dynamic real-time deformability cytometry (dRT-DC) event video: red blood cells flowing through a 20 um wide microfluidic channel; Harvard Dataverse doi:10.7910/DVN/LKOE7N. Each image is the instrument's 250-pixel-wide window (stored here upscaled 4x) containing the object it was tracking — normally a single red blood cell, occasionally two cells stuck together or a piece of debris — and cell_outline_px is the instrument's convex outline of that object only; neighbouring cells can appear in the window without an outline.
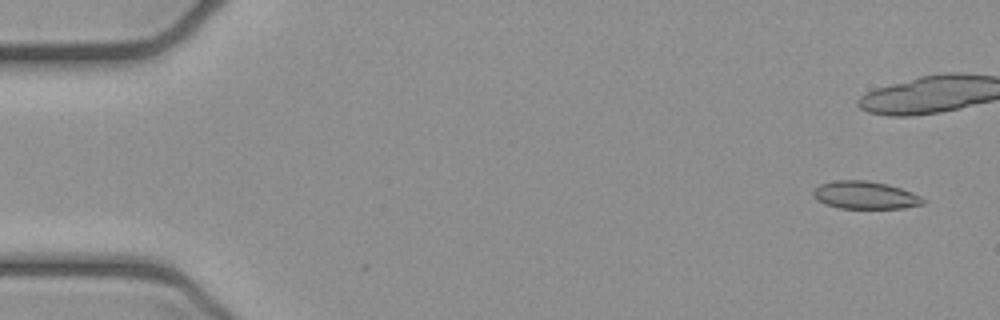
{"species": "common noctule bat (a hibernating species)", "species_latin": "Nyctalus noctula", "temperature_condition": "cold", "stored_images_in_passage": 7, "camera_frame_rate_fps": 3000, "um_per_image_px": 0.085, "animal": {"sex": "female", "body_mass_g": 21.9}, "frame": {"image": 1, "passage_image": 1, "time_ms": 0.0, "image_size_px": [1000, 320], "cell_outline_px": [[924, 204], [904, 208], [840, 208], [824, 204], [816, 200], [812, 196], [812, 192], [820, 184], [832, 180], [864, 180], [888, 184], [912, 192], [920, 196], [924, 200]], "centroid_in_image_um": [73.5, 16.58], "position_along_channel_um": 11.5, "area_um2": 17.8}}
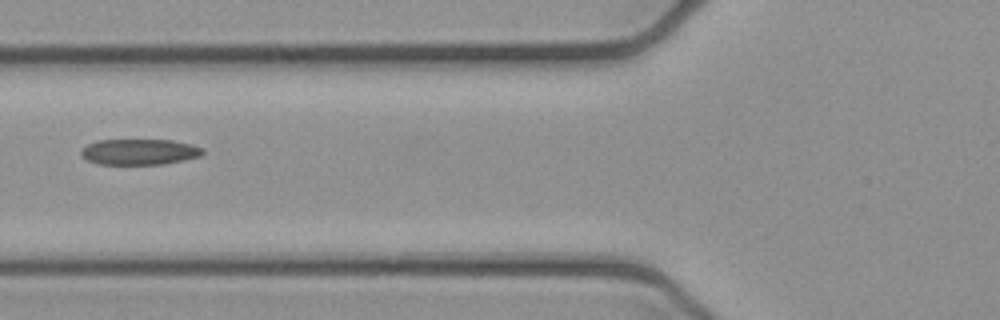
{"frame": {"image": 2, "passage_image": 7, "time_ms": 2.0, "image_size_px": [1000, 320], "cell_outline_px": [[204, 152], [200, 156], [184, 160], [164, 164], [96, 164], [88, 160], [80, 152], [88, 144], [100, 140], [172, 140], [192, 144], [204, 148]], "centroid_in_image_um": [11.9, 12.91], "position_along_channel_um": 113.9, "area_um2": 18.21}}